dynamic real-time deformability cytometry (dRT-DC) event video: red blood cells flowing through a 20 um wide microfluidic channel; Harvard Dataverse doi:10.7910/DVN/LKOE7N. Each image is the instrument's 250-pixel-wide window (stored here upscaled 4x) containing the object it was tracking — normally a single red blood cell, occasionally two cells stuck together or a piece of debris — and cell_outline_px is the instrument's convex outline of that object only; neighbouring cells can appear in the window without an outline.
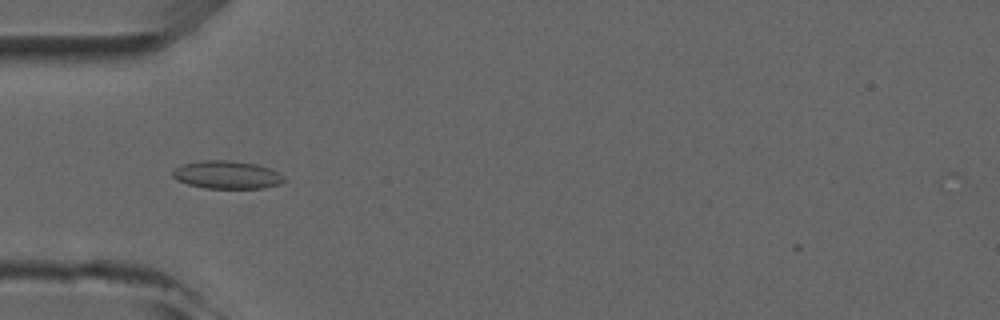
{"species": "common noctule bat (a hibernating species)", "species_latin": "Nyctalus noctula", "temperature_condition": "room temperature", "stored_images_in_passage": 7, "camera_frame_rate_fps": 3000, "um_per_image_px": 0.085, "animal": {"sex": "male", "forearm_length_mm": 52.5}, "frame": {"image": 1, "passage_image": 4, "time_ms": 3.333, "image_size_px": [1000, 320], "cell_outline_px": [[288, 180], [280, 184], [264, 188], [204, 188], [188, 184], [176, 180], [172, 176], [172, 172], [180, 164], [200, 160], [228, 160], [256, 164], [268, 168], [284, 176]], "centroid_in_image_um": [19.27, 14.86], "position_along_channel_um": 65.7, "area_um2": 18.26}}
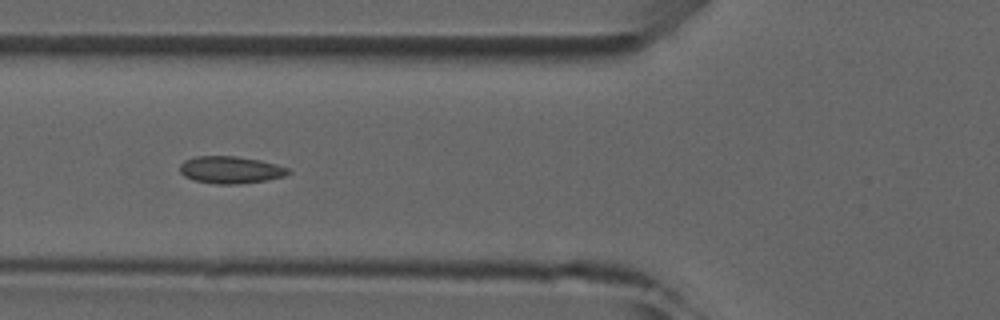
{"frame": {"image": 2, "passage_image": 5, "time_ms": 4.333, "image_size_px": [1000, 320], "cell_outline_px": [[292, 172], [284, 176], [264, 180], [236, 184], [216, 184], [192, 180], [184, 176], [180, 172], [180, 164], [184, 160], [196, 156], [236, 156], [260, 160], [292, 168]], "centroid_in_image_um": [19.6, 14.43], "position_along_channel_um": 106.2, "area_um2": 17.28}}
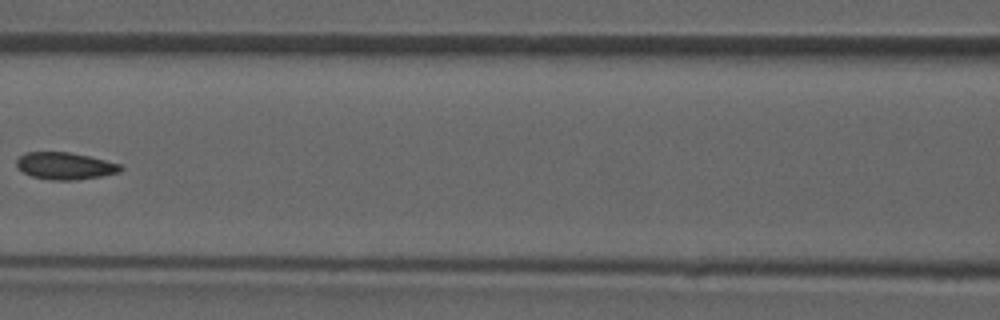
{"frame": {"image": 3, "passage_image": 6, "time_ms": 5.667, "image_size_px": [1000, 320], "cell_outline_px": [[124, 168], [120, 172], [100, 176], [72, 180], [52, 180], [32, 176], [24, 172], [16, 164], [16, 160], [24, 152], [68, 152], [88, 156], [120, 164]], "centroid_in_image_um": [5.53, 14.09], "position_along_channel_um": 161.1, "area_um2": 16.18}}